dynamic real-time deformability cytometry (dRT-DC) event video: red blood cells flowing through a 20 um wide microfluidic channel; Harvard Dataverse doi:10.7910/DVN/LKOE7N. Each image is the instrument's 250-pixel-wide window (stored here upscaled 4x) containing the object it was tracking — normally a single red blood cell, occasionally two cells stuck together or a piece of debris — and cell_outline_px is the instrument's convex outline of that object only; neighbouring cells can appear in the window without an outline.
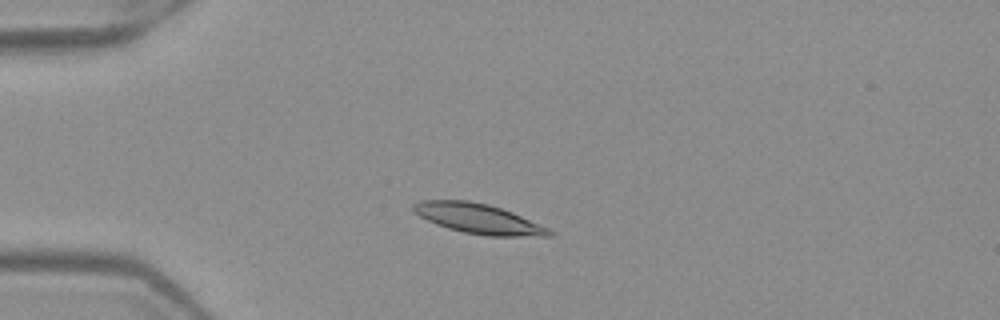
{"species": "Egyptian fruit bat (a non-hibernating species)", "species_latin": "Rousettus aegyptiacus", "temperature_condition": "warm", "stored_images_in_passage": 39, "camera_frame_rate_fps": 3000, "um_per_image_px": 0.085, "frame": {"image": 1, "passage_image": 1, "time_ms": 0.0, "image_size_px": [1000, 320], "cell_outline_px": [[556, 232], [552, 236], [488, 236], [464, 232], [448, 228], [436, 224], [412, 212], [412, 204], [420, 200], [468, 200], [488, 204], [512, 212], [548, 228]], "centroid_in_image_um": [40.64, 18.58], "position_along_channel_um": 44.4, "area_um2": 23.64}}
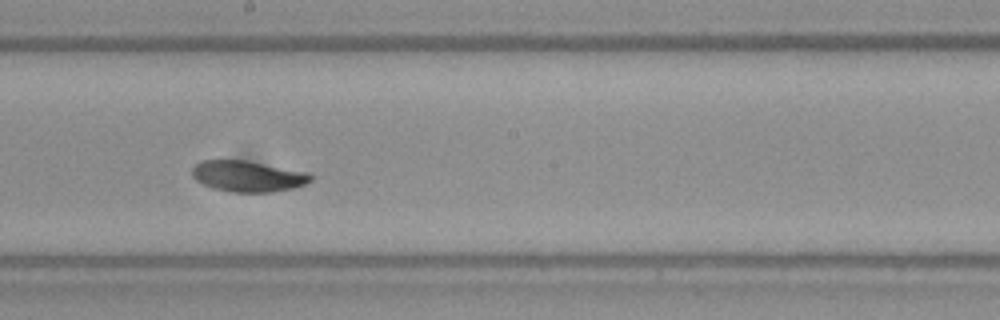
{"frame": {"image": 2, "passage_image": 17, "time_ms": 5.333, "image_size_px": [1000, 320], "cell_outline_px": [[312, 180], [304, 184], [292, 188], [272, 192], [232, 192], [212, 188], [196, 180], [192, 176], [192, 168], [200, 160], [248, 160], [308, 172], [312, 176]], "centroid_in_image_um": [21.06, 14.97], "position_along_channel_um": 227.1, "area_um2": 21.5}}
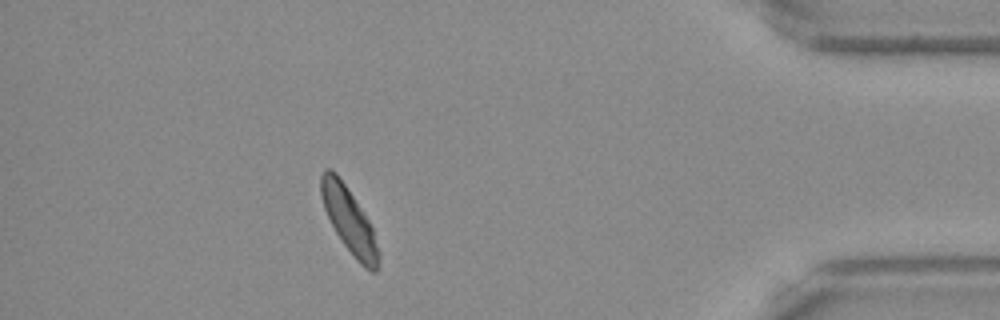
{"frame": {"image": 3, "passage_image": 34, "time_ms": 11.0, "image_size_px": [1000, 320], "cell_outline_px": [[380, 260], [376, 272], [372, 272], [364, 268], [356, 260], [344, 244], [336, 232], [324, 208], [320, 196], [320, 176], [324, 168], [332, 168], [336, 172], [368, 220], [372, 228], [380, 252]], "centroid_in_image_um": [29.67, 18.74], "position_along_channel_um": 405.5, "area_um2": 21.68}, "authors_computed_cell_mechanics": {"area_um2": 21.7906, "velocity_mm_per_s": 3.9251, "shape_relaxation_time_tau1_ms": 4.2812, "shape_relaxation_time_tau2_ms": 4.5072, "deformation_change_tau1": 0.1302, "deformation_change_tau2": 0.0812}}